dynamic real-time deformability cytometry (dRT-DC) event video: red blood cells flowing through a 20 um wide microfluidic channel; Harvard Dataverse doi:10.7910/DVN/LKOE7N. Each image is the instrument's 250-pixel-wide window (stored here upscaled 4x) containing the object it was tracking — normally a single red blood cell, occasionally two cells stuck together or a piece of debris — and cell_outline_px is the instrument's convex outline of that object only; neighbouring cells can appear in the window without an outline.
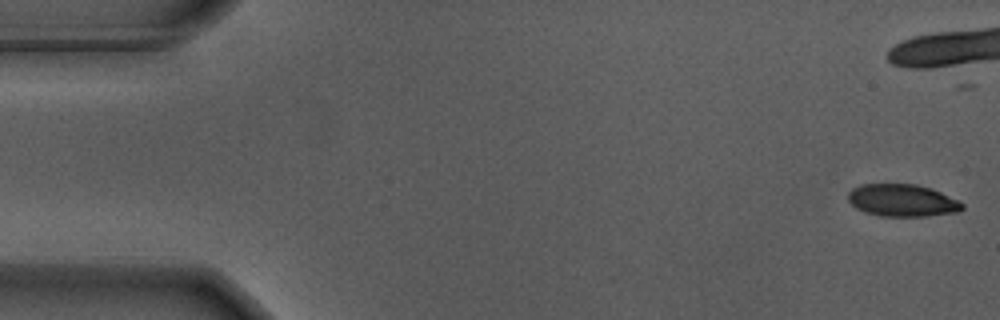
{"species": "Egyptian fruit bat (a non-hibernating species)", "species_latin": "Rousettus aegyptiacus", "temperature_condition": "warm", "stored_images_in_passage": 44, "camera_frame_rate_fps": 3000, "um_per_image_px": 0.085, "animal": {"sex": "male"}, "frame": {"image": 1, "passage_image": 1, "time_ms": 0.0, "image_size_px": [1000, 320], "cell_outline_px": [[964, 208], [956, 212], [928, 216], [880, 216], [864, 212], [856, 208], [848, 200], [848, 192], [852, 188], [860, 184], [916, 184], [932, 188], [960, 200], [964, 204]], "centroid_in_image_um": [76.71, 17.03], "position_along_channel_um": 8.3, "area_um2": 21.73}, "authors_computed_cell_mechanics": {"area_um2": 24.9985, "velocity_mm_per_s": 3.6546, "shape_relaxation_time_tau1_ms": 2.9783, "shape_relaxation_time_tau2_ms": null, "deformation_change_tau1": 0.1595, "deformation_change_tau2": null}}